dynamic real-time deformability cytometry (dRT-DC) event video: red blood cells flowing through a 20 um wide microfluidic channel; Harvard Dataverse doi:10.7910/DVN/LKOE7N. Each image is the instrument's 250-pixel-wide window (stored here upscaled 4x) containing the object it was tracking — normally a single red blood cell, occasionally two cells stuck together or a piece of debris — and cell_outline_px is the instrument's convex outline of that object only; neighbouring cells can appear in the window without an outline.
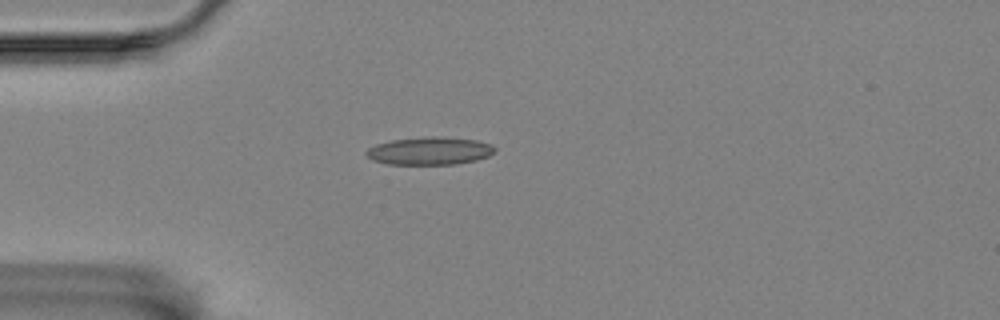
{"species": "Egyptian fruit bat (a non-hibernating species)", "species_latin": "Rousettus aegyptiacus", "temperature_condition": "room temperature", "stored_images_in_passage": 43, "camera_frame_rate_fps": 3000, "um_per_image_px": 0.085, "animal": {"sex": "female"}, "frame": {"image": 1, "passage_image": 1, "time_ms": 0.0, "image_size_px": [1000, 320], "cell_outline_px": [[496, 152], [488, 156], [476, 160], [456, 164], [388, 164], [372, 160], [364, 152], [368, 148], [376, 144], [392, 140], [432, 136], [436, 136], [476, 140], [492, 144], [496, 148]], "centroid_in_image_um": [36.54, 12.83], "position_along_channel_um": 48.5, "area_um2": 20.81}}
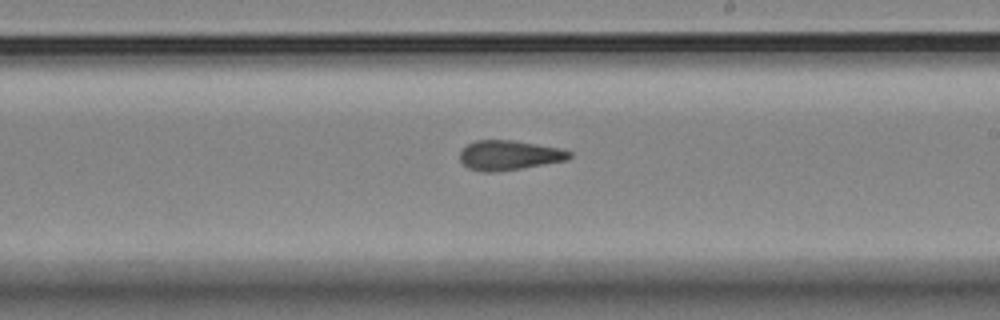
{"frame": {"image": 2, "passage_image": 19, "time_ms": 6.0, "image_size_px": [1000, 320], "cell_outline_px": [[572, 156], [568, 160], [496, 172], [484, 172], [468, 168], [460, 160], [460, 152], [468, 144], [476, 140], [512, 140], [560, 148], [572, 152]], "centroid_in_image_um": [43.28, 13.19], "position_along_channel_um": 245.7, "area_um2": 18.84}}
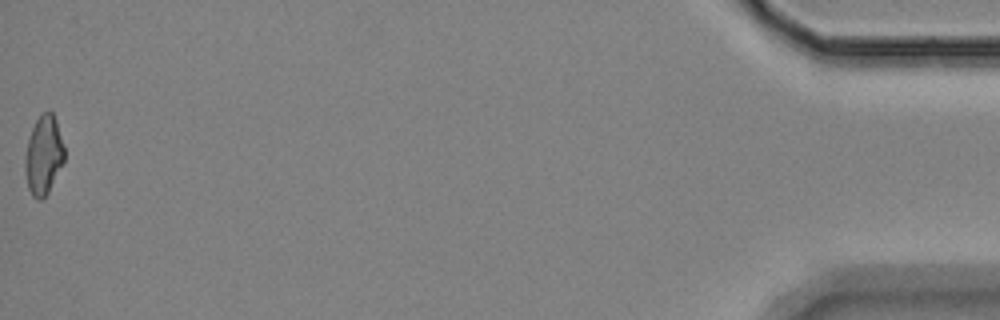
{"frame": {"image": 3, "passage_image": 43, "time_ms": 14.0, "image_size_px": [1000, 320], "cell_outline_px": [[64, 160], [48, 192], [40, 200], [36, 200], [32, 196], [28, 188], [24, 168], [24, 160], [28, 140], [32, 128], [40, 112], [48, 108], [52, 112], [56, 120], [64, 148]], "centroid_in_image_um": [3.68, 13.15], "position_along_channel_um": 431.5, "area_um2": 18.09}, "authors_computed_cell_mechanics": {"area_um2": 19.0162, "velocity_mm_per_s": 3.4872, "shape_relaxation_time_tau1_ms": null, "shape_relaxation_time_tau2_ms": 2.1214, "deformation_change_tau1": null, "deformation_change_tau2": 0.1137}}